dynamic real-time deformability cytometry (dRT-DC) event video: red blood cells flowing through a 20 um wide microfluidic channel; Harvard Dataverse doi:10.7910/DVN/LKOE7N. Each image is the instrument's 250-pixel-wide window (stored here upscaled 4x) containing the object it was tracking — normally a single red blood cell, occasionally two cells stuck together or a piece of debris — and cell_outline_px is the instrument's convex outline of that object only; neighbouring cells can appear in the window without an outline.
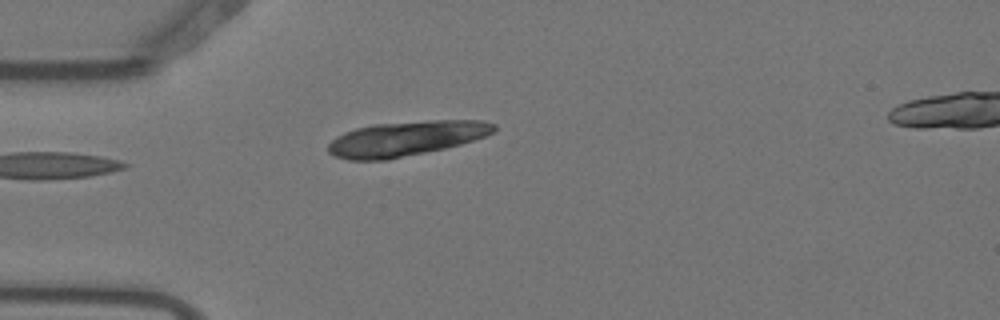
{"species": "Egyptian fruit bat (a non-hibernating species)", "species_latin": "Rousettus aegyptiacus", "temperature_condition": "warm", "stored_images_in_passage": 6, "camera_frame_rate_fps": 3000, "um_per_image_px": 0.085, "animal": {"sex": "female"}, "frame": {"image": 1, "passage_image": 5, "time_ms": 1.333, "image_size_px": [1000, 320], "cell_outline_px": [[496, 132], [460, 144], [444, 148], [388, 160], [348, 160], [336, 156], [328, 152], [328, 144], [336, 136], [344, 132], [356, 128], [372, 124], [428, 120], [480, 120], [496, 124]], "centroid_in_image_um": [34.5, 11.77], "position_along_channel_um": 50.5, "area_um2": 33.7}}